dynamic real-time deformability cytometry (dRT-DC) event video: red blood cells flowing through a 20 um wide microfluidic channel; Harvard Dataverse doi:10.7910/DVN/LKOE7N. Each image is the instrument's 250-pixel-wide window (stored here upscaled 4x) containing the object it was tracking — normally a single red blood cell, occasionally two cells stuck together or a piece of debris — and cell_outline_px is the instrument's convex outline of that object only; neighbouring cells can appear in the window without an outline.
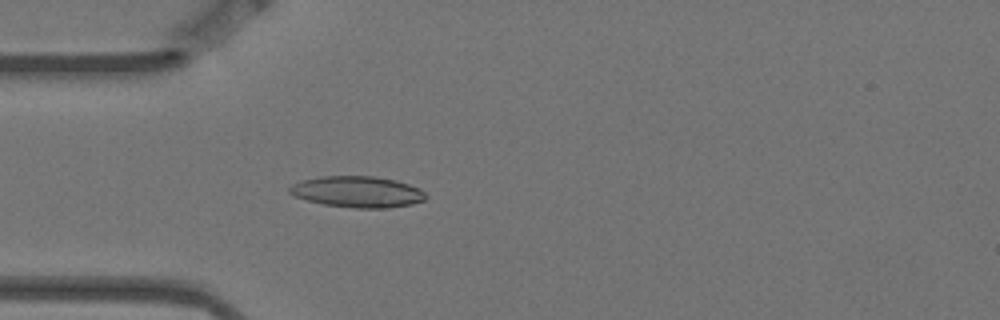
{"species": "Egyptian fruit bat (a non-hibernating species)", "species_latin": "Rousettus aegyptiacus", "temperature_condition": "warm", "stored_images_in_passage": 4, "camera_frame_rate_fps": 3000, "um_per_image_px": 0.085, "animal": {"sex": "female"}, "frame": {"image": 1, "passage_image": 4, "time_ms": 1.0, "image_size_px": [1000, 320], "cell_outline_px": [[428, 196], [424, 200], [412, 204], [388, 208], [352, 208], [324, 204], [308, 200], [296, 196], [288, 192], [288, 188], [292, 184], [300, 180], [320, 176], [372, 176], [396, 180], [420, 188]], "centroid_in_image_um": [30.39, 16.3], "position_along_channel_um": 54.6, "area_um2": 24.85}}